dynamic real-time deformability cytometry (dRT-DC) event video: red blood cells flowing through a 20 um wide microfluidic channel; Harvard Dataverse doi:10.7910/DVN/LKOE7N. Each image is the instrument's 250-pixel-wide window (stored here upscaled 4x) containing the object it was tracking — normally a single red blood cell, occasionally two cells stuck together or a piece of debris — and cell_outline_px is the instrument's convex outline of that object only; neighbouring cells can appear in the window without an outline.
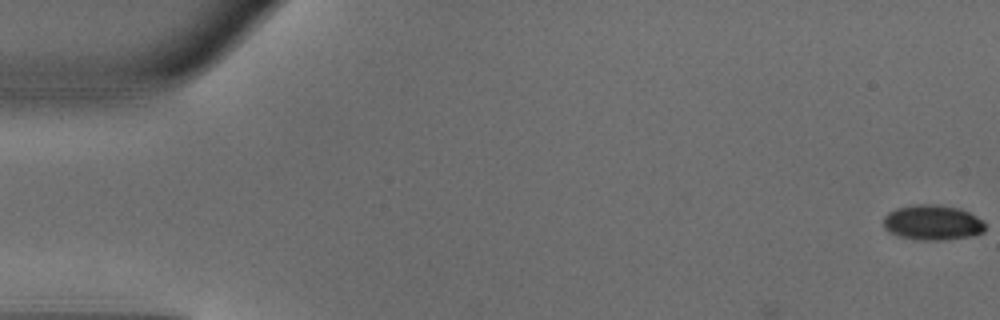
{"species": "common noctule bat (a hibernating species)", "species_latin": "Nyctalus noctula", "temperature_condition": "warm", "stored_images_in_passage": 7, "camera_frame_rate_fps": 3000, "um_per_image_px": 0.085, "animal": {"sex": "male", "body_mass_g": 18.8}, "frame": {"image": 1, "passage_image": 1, "time_ms": 0.0, "image_size_px": [1000, 320], "cell_outline_px": [[984, 232], [972, 236], [944, 240], [916, 240], [896, 236], [888, 232], [884, 228], [884, 216], [888, 212], [896, 208], [916, 204], [940, 204], [960, 208], [984, 220]], "centroid_in_image_um": [79.25, 18.92], "position_along_channel_um": 5.8, "area_um2": 21.21}}